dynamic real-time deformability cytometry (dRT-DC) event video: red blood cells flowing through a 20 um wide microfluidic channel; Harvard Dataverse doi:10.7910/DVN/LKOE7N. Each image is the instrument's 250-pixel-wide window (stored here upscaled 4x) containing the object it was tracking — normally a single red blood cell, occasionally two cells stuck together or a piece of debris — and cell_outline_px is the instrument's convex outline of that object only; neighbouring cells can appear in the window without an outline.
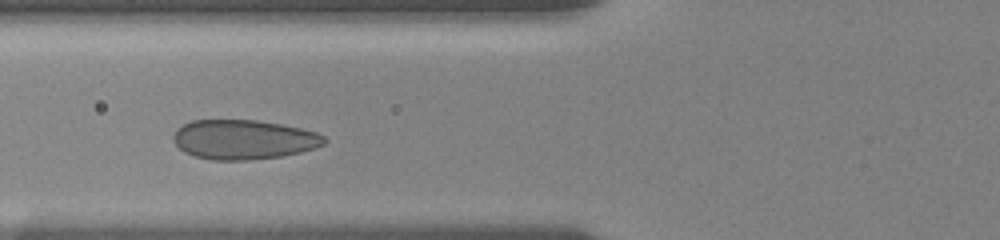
{"species": "human", "species_latin": "Homo sapiens", "temperature_condition": "room temperature", "stored_images_in_passage": 6, "camera_frame_rate_fps": 3000, "um_per_image_px": 0.085, "donor": {"sex": "female"}, "frame": {"image": 1, "passage_image": 5, "time_ms": 3.667, "image_size_px": [1000, 240], "cell_outline_px": [[328, 140], [324, 144], [316, 148], [300, 152], [280, 156], [248, 160], [212, 160], [196, 156], [184, 152], [172, 140], [172, 136], [176, 128], [192, 120], [256, 120], [280, 124], [300, 128], [316, 132], [324, 136]], "centroid_in_image_um": [20.7, 11.86], "position_along_channel_um": 105.1, "area_um2": 34.8}}